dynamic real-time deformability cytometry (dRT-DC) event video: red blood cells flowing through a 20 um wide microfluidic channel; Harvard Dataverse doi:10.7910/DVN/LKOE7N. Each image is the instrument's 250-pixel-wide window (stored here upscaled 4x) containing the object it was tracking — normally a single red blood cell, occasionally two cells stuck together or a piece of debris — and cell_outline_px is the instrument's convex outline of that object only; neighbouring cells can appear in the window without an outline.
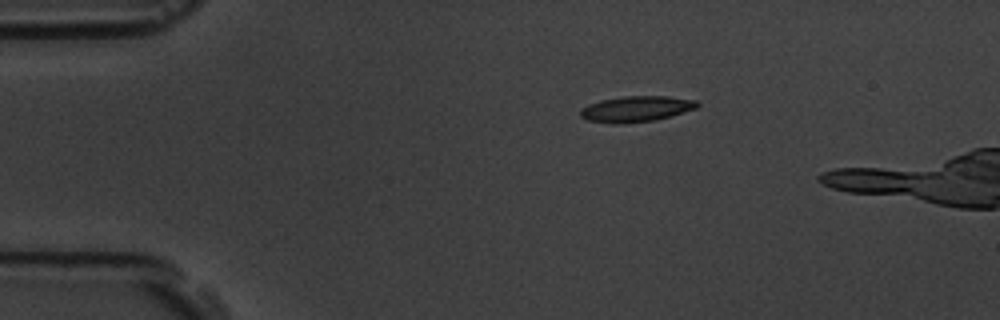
{"species": "common noctule bat (a hibernating species)", "species_latin": "Nyctalus noctula", "temperature_condition": "room temperature", "stored_images_in_passage": 2, "camera_frame_rate_fps": 3000, "um_per_image_px": 0.085, "animal": {"sex": "male", "body_mass_g": 19.5, "forearm_length_mm": 54.6}, "frame": {"image": 1, "passage_image": 1, "time_ms": 0.0, "image_size_px": [1000, 320], "cell_outline_px": [[700, 104], [696, 108], [672, 116], [656, 120], [620, 124], [612, 124], [588, 120], [580, 116], [580, 108], [588, 104], [600, 100], [624, 96], [668, 96], [696, 100]], "centroid_in_image_um": [54.06, 9.26], "position_along_channel_um": 30.9, "area_um2": 17.74}}